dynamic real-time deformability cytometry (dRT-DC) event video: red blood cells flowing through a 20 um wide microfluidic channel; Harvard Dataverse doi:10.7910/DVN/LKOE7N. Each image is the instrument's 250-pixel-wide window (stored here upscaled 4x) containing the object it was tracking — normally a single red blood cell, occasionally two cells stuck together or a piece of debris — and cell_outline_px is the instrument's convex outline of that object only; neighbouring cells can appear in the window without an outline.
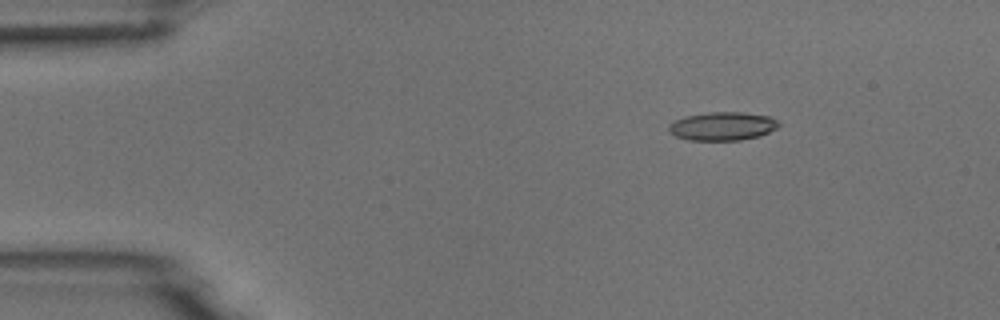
{"species": "common noctule bat (a hibernating species)", "species_latin": "Nyctalus noctula", "temperature_condition": "room temperature", "stored_images_in_passage": 3, "camera_frame_rate_fps": 3000, "um_per_image_px": 0.085, "animal": {"sex": "male", "body_mass_g": 18.8}, "frame": {"image": 1, "passage_image": 1, "time_ms": 0.0, "image_size_px": [1000, 320], "cell_outline_px": [[780, 124], [776, 128], [760, 136], [740, 140], [688, 140], [676, 136], [668, 132], [668, 124], [676, 120], [688, 116], [708, 112], [740, 112], [768, 116], [776, 120]], "centroid_in_image_um": [61.39, 10.73], "position_along_channel_um": 23.6, "area_um2": 18.09}}